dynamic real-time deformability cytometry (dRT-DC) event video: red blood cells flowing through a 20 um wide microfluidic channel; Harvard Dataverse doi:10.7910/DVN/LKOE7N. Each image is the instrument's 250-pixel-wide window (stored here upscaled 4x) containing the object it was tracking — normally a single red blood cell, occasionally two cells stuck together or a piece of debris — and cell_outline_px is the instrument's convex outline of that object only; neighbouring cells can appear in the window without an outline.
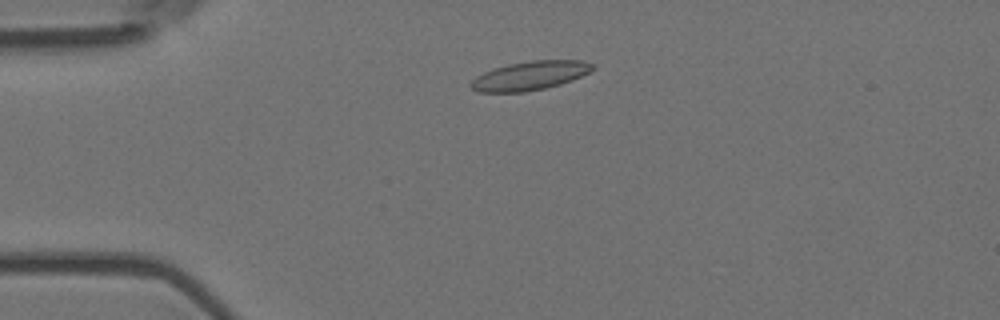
{"species": "Egyptian fruit bat (a non-hibernating species)", "species_latin": "Rousettus aegyptiacus", "temperature_condition": "room temperature", "stored_images_in_passage": 4, "camera_frame_rate_fps": 3000, "um_per_image_px": 0.085, "animal": {"sex": "female"}, "frame": {"image": 1, "passage_image": 3, "time_ms": 0.667, "image_size_px": [1000, 320], "cell_outline_px": [[596, 68], [572, 80], [560, 84], [544, 88], [524, 92], [480, 92], [472, 88], [468, 84], [476, 76], [484, 72], [508, 64], [532, 60], [584, 60], [592, 64]], "centroid_in_image_um": [45.04, 6.43], "position_along_channel_um": 40.0, "area_um2": 20.35}}